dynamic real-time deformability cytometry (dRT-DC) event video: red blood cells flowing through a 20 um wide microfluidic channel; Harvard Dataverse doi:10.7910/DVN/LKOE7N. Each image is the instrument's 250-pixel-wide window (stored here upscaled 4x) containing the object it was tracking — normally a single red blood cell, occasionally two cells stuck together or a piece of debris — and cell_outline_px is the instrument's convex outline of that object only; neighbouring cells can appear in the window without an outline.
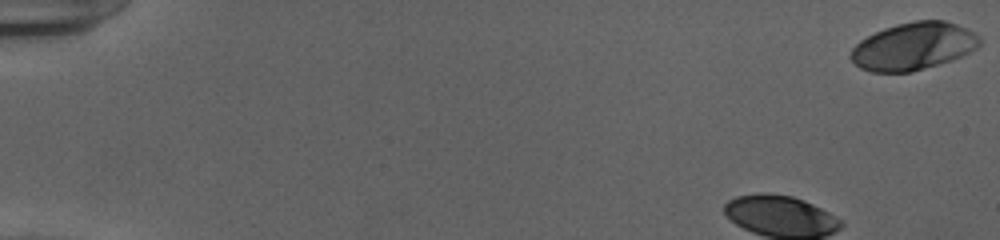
{"species": "human", "species_latin": "Homo sapiens", "temperature_condition": "cold", "stored_images_in_passage": 50, "camera_frame_rate_fps": 3000, "um_per_image_px": 0.085, "donor": {"sex": "female"}, "frame": {"image": 1, "passage_image": 1, "time_ms": 0.0, "image_size_px": [1000, 240], "cell_outline_px": [[980, 44], [976, 48], [952, 60], [912, 72], [872, 72], [860, 68], [848, 56], [852, 48], [860, 40], [884, 28], [896, 24], [916, 20], [944, 20], [956, 24], [980, 36]], "centroid_in_image_um": [77.61, 3.93], "position_along_channel_um": 7.4, "area_um2": 35.49}}
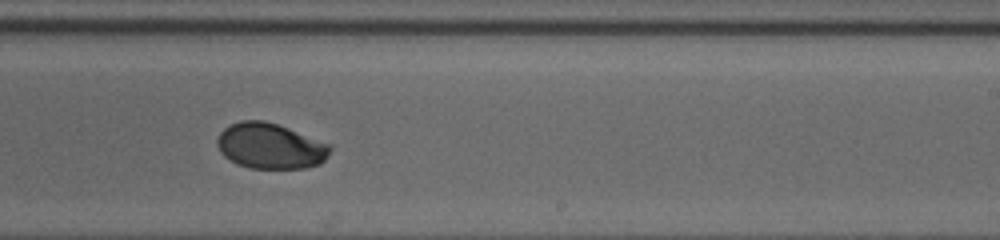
{"frame": {"image": 2, "passage_image": 30, "time_ms": 9.667, "image_size_px": [1000, 240], "cell_outline_px": [[332, 148], [328, 156], [320, 164], [304, 168], [248, 168], [236, 164], [224, 156], [220, 152], [216, 140], [220, 132], [228, 124], [240, 120], [264, 120], [288, 128], [332, 144]], "centroid_in_image_um": [22.97, 12.41], "position_along_channel_um": 266.0, "area_um2": 30.29}}
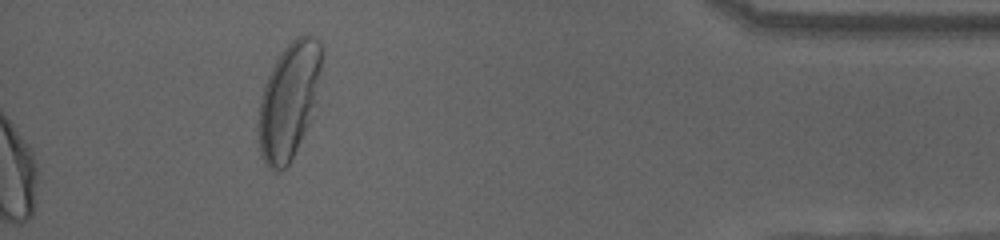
{"frame": {"image": 3, "passage_image": 50, "time_ms": 16.333, "image_size_px": [1000, 240], "cell_outline_px": [[320, 72], [316, 100], [312, 120], [288, 164], [284, 168], [276, 172], [264, 164], [260, 156], [260, 100], [264, 84], [280, 52], [296, 36], [312, 36], [320, 44]], "centroid_in_image_um": [24.56, 8.58], "position_along_channel_um": 410.6, "area_um2": 42.02}, "authors_computed_cell_mechanics": {"area_um2": 30.9519, "velocity_mm_per_s": 3.9335, "shape_relaxation_time_tau1_ms": 2.9682, "shape_relaxation_time_tau2_ms": 1.2108, "deformation_change_tau1": 0.1438, "deformation_change_tau2": 0.018}}